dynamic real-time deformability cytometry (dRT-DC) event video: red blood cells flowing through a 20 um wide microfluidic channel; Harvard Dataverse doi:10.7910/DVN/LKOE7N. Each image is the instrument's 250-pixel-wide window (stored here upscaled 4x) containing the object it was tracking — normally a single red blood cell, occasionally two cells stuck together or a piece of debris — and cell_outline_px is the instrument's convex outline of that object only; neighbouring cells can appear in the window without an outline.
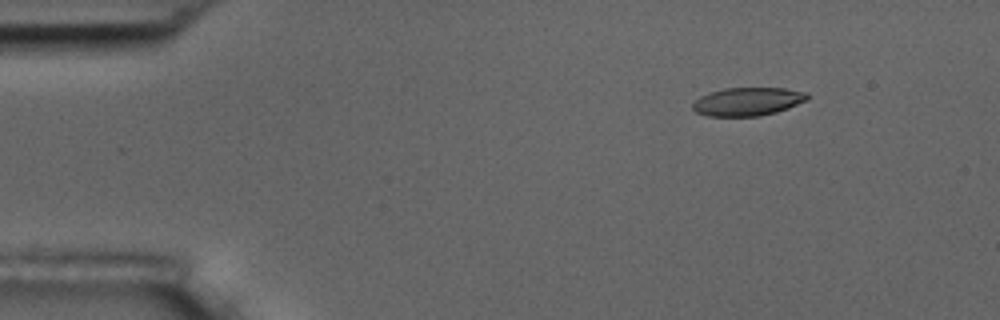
{"species": "common noctule bat (a hibernating species)", "species_latin": "Nyctalus noctula", "temperature_condition": "room temperature", "stored_images_in_passage": 8, "camera_frame_rate_fps": 3000, "um_per_image_px": 0.085, "animal": {"sex": "male", "body_mass_g": 17.5, "forearm_length_mm": 52.3}, "frame": {"image": 1, "passage_image": 2, "time_ms": 1.0, "image_size_px": [1000, 320], "cell_outline_px": [[808, 100], [788, 108], [776, 112], [760, 116], [708, 116], [696, 112], [692, 108], [692, 104], [700, 96], [708, 92], [724, 88], [784, 88], [808, 92]], "centroid_in_image_um": [63.56, 8.63], "position_along_channel_um": 21.4, "area_um2": 19.02}}
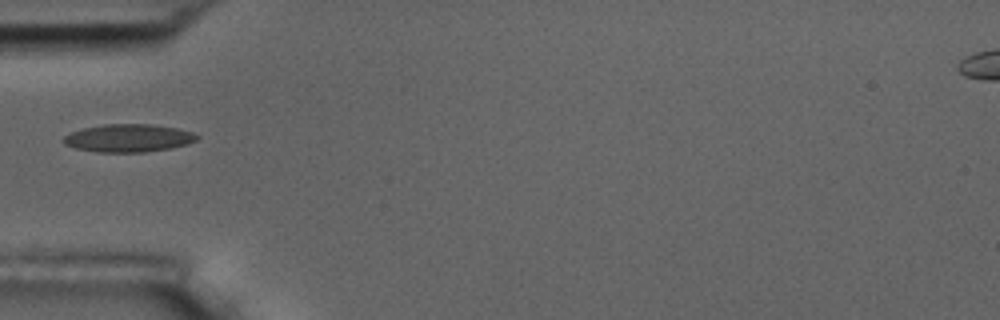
{"frame": {"image": 2, "passage_image": 5, "time_ms": 4.667, "image_size_px": [1000, 320], "cell_outline_px": [[200, 136], [196, 140], [188, 144], [168, 148], [144, 152], [100, 152], [76, 148], [64, 144], [60, 140], [64, 136], [72, 132], [84, 128], [104, 124], [152, 124], [176, 128], [192, 132]], "centroid_in_image_um": [10.91, 11.73], "position_along_channel_um": 74.1, "area_um2": 21.56}}
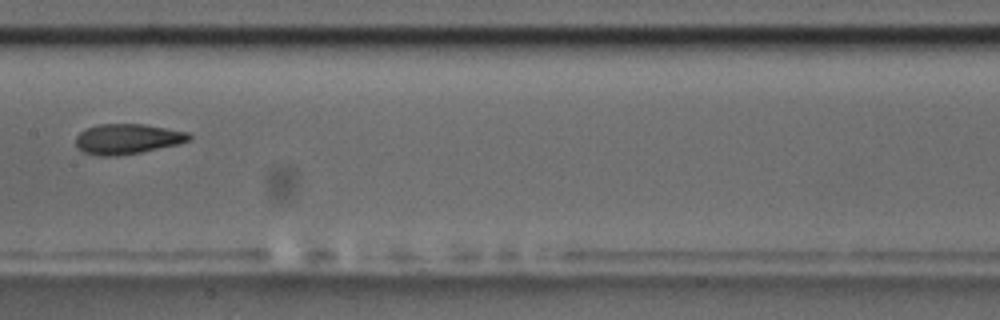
{"frame": {"image": 3, "passage_image": 8, "time_ms": 8.0, "image_size_px": [1000, 320], "cell_outline_px": [[192, 140], [180, 144], [140, 152], [116, 156], [96, 156], [84, 152], [76, 148], [76, 136], [80, 132], [88, 128], [100, 124], [144, 124], [188, 132], [192, 136]], "centroid_in_image_um": [10.84, 11.82], "position_along_channel_um": 196.6, "area_um2": 20.06}}